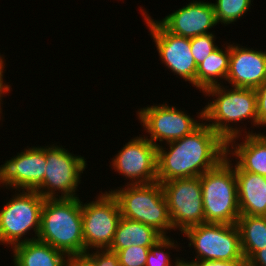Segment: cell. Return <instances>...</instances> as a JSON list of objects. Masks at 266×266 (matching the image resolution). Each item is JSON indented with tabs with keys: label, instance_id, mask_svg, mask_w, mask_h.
I'll use <instances>...</instances> for the list:
<instances>
[{
	"label": "cell",
	"instance_id": "6da1fadb",
	"mask_svg": "<svg viewBox=\"0 0 266 266\" xmlns=\"http://www.w3.org/2000/svg\"><path fill=\"white\" fill-rule=\"evenodd\" d=\"M157 147V181L201 176L227 155V143L205 122L191 134ZM165 149V150H164Z\"/></svg>",
	"mask_w": 266,
	"mask_h": 266
},
{
	"label": "cell",
	"instance_id": "7a4b0ae2",
	"mask_svg": "<svg viewBox=\"0 0 266 266\" xmlns=\"http://www.w3.org/2000/svg\"><path fill=\"white\" fill-rule=\"evenodd\" d=\"M205 96H216L214 101L208 104L199 112L198 117L209 122L206 123L226 143L240 138V128H233L230 123H238L250 119L255 127L257 120V97L256 90L252 88L225 89L219 84L211 86L203 91ZM212 122V123H210ZM239 129V130H238Z\"/></svg>",
	"mask_w": 266,
	"mask_h": 266
},
{
	"label": "cell",
	"instance_id": "3957f363",
	"mask_svg": "<svg viewBox=\"0 0 266 266\" xmlns=\"http://www.w3.org/2000/svg\"><path fill=\"white\" fill-rule=\"evenodd\" d=\"M82 203L79 197L45 199L37 239L67 256L84 254Z\"/></svg>",
	"mask_w": 266,
	"mask_h": 266
},
{
	"label": "cell",
	"instance_id": "277c9868",
	"mask_svg": "<svg viewBox=\"0 0 266 266\" xmlns=\"http://www.w3.org/2000/svg\"><path fill=\"white\" fill-rule=\"evenodd\" d=\"M109 192L116 198L121 216L146 224L166 236L173 230L167 201L160 182L150 184H127L126 187Z\"/></svg>",
	"mask_w": 266,
	"mask_h": 266
},
{
	"label": "cell",
	"instance_id": "5b68a950",
	"mask_svg": "<svg viewBox=\"0 0 266 266\" xmlns=\"http://www.w3.org/2000/svg\"><path fill=\"white\" fill-rule=\"evenodd\" d=\"M227 156L200 176L205 223L236 224L240 217L237 178Z\"/></svg>",
	"mask_w": 266,
	"mask_h": 266
},
{
	"label": "cell",
	"instance_id": "8992f818",
	"mask_svg": "<svg viewBox=\"0 0 266 266\" xmlns=\"http://www.w3.org/2000/svg\"><path fill=\"white\" fill-rule=\"evenodd\" d=\"M44 201L37 191L22 190L15 194L0 211V244H9L13 248L23 242L36 240ZM31 228L35 237L22 239Z\"/></svg>",
	"mask_w": 266,
	"mask_h": 266
},
{
	"label": "cell",
	"instance_id": "52a82bcc",
	"mask_svg": "<svg viewBox=\"0 0 266 266\" xmlns=\"http://www.w3.org/2000/svg\"><path fill=\"white\" fill-rule=\"evenodd\" d=\"M183 234L196 250L193 261L245 260L236 224L203 223L186 229Z\"/></svg>",
	"mask_w": 266,
	"mask_h": 266
},
{
	"label": "cell",
	"instance_id": "ba28073f",
	"mask_svg": "<svg viewBox=\"0 0 266 266\" xmlns=\"http://www.w3.org/2000/svg\"><path fill=\"white\" fill-rule=\"evenodd\" d=\"M45 155L47 167L44 180L35 191L44 199L77 198L75 191L87 165L84 157L71 154L54 144L45 147ZM57 190L61 192V197L56 194Z\"/></svg>",
	"mask_w": 266,
	"mask_h": 266
},
{
	"label": "cell",
	"instance_id": "9c48e42d",
	"mask_svg": "<svg viewBox=\"0 0 266 266\" xmlns=\"http://www.w3.org/2000/svg\"><path fill=\"white\" fill-rule=\"evenodd\" d=\"M167 201L173 230L205 223L200 176L173 179L161 183Z\"/></svg>",
	"mask_w": 266,
	"mask_h": 266
},
{
	"label": "cell",
	"instance_id": "30bf717a",
	"mask_svg": "<svg viewBox=\"0 0 266 266\" xmlns=\"http://www.w3.org/2000/svg\"><path fill=\"white\" fill-rule=\"evenodd\" d=\"M121 217L118 202L111 192H101L95 201L82 204L85 253L91 248L109 249Z\"/></svg>",
	"mask_w": 266,
	"mask_h": 266
},
{
	"label": "cell",
	"instance_id": "8fae6325",
	"mask_svg": "<svg viewBox=\"0 0 266 266\" xmlns=\"http://www.w3.org/2000/svg\"><path fill=\"white\" fill-rule=\"evenodd\" d=\"M145 13L146 10L142 14L145 15L144 20L149 27L161 61L176 75L196 87L197 65L191 52L190 38L168 32L158 21H154L148 13Z\"/></svg>",
	"mask_w": 266,
	"mask_h": 266
},
{
	"label": "cell",
	"instance_id": "7c38bea8",
	"mask_svg": "<svg viewBox=\"0 0 266 266\" xmlns=\"http://www.w3.org/2000/svg\"><path fill=\"white\" fill-rule=\"evenodd\" d=\"M137 113L138 119L150 135L148 140L156 147L159 146L157 141L163 142L165 140L168 143L181 139L191 134L202 124L184 111L174 106L170 107L168 104L141 108Z\"/></svg>",
	"mask_w": 266,
	"mask_h": 266
},
{
	"label": "cell",
	"instance_id": "4fadbf2b",
	"mask_svg": "<svg viewBox=\"0 0 266 266\" xmlns=\"http://www.w3.org/2000/svg\"><path fill=\"white\" fill-rule=\"evenodd\" d=\"M112 158V167L132 181L129 184H150L157 182V147L148 137H136L122 147Z\"/></svg>",
	"mask_w": 266,
	"mask_h": 266
},
{
	"label": "cell",
	"instance_id": "5bb4252c",
	"mask_svg": "<svg viewBox=\"0 0 266 266\" xmlns=\"http://www.w3.org/2000/svg\"><path fill=\"white\" fill-rule=\"evenodd\" d=\"M46 165L45 147L24 149L0 166V185L35 191L44 180Z\"/></svg>",
	"mask_w": 266,
	"mask_h": 266
},
{
	"label": "cell",
	"instance_id": "9a60e30c",
	"mask_svg": "<svg viewBox=\"0 0 266 266\" xmlns=\"http://www.w3.org/2000/svg\"><path fill=\"white\" fill-rule=\"evenodd\" d=\"M168 32L186 38L209 34L218 24L213 3L194 1L158 21Z\"/></svg>",
	"mask_w": 266,
	"mask_h": 266
},
{
	"label": "cell",
	"instance_id": "2e32d148",
	"mask_svg": "<svg viewBox=\"0 0 266 266\" xmlns=\"http://www.w3.org/2000/svg\"><path fill=\"white\" fill-rule=\"evenodd\" d=\"M226 81L236 88H258L266 81V51L231 44Z\"/></svg>",
	"mask_w": 266,
	"mask_h": 266
},
{
	"label": "cell",
	"instance_id": "e0dca14e",
	"mask_svg": "<svg viewBox=\"0 0 266 266\" xmlns=\"http://www.w3.org/2000/svg\"><path fill=\"white\" fill-rule=\"evenodd\" d=\"M240 216H266V177L234 166Z\"/></svg>",
	"mask_w": 266,
	"mask_h": 266
},
{
	"label": "cell",
	"instance_id": "ac0fdd59",
	"mask_svg": "<svg viewBox=\"0 0 266 266\" xmlns=\"http://www.w3.org/2000/svg\"><path fill=\"white\" fill-rule=\"evenodd\" d=\"M245 133L246 140L244 139L243 142L239 144H236V141L227 142V155L233 154L235 158H238L236 165L242 171L266 177V136L263 133L256 134L255 132L254 134L249 131ZM230 145L232 153L229 149Z\"/></svg>",
	"mask_w": 266,
	"mask_h": 266
},
{
	"label": "cell",
	"instance_id": "d6986e66",
	"mask_svg": "<svg viewBox=\"0 0 266 266\" xmlns=\"http://www.w3.org/2000/svg\"><path fill=\"white\" fill-rule=\"evenodd\" d=\"M15 266H65L67 255L38 239L15 245Z\"/></svg>",
	"mask_w": 266,
	"mask_h": 266
},
{
	"label": "cell",
	"instance_id": "ffe728a7",
	"mask_svg": "<svg viewBox=\"0 0 266 266\" xmlns=\"http://www.w3.org/2000/svg\"><path fill=\"white\" fill-rule=\"evenodd\" d=\"M162 237L158 231L144 223L121 217L108 250L120 251L132 245L151 247Z\"/></svg>",
	"mask_w": 266,
	"mask_h": 266
},
{
	"label": "cell",
	"instance_id": "44dd1931",
	"mask_svg": "<svg viewBox=\"0 0 266 266\" xmlns=\"http://www.w3.org/2000/svg\"><path fill=\"white\" fill-rule=\"evenodd\" d=\"M236 226L247 262L257 251L266 247V216L243 215L238 218Z\"/></svg>",
	"mask_w": 266,
	"mask_h": 266
},
{
	"label": "cell",
	"instance_id": "7402d4cb",
	"mask_svg": "<svg viewBox=\"0 0 266 266\" xmlns=\"http://www.w3.org/2000/svg\"><path fill=\"white\" fill-rule=\"evenodd\" d=\"M225 50L219 47L197 66L196 88L202 92L221 83L217 79H225L229 70L230 45Z\"/></svg>",
	"mask_w": 266,
	"mask_h": 266
},
{
	"label": "cell",
	"instance_id": "603a6c76",
	"mask_svg": "<svg viewBox=\"0 0 266 266\" xmlns=\"http://www.w3.org/2000/svg\"><path fill=\"white\" fill-rule=\"evenodd\" d=\"M214 11L216 20L219 24L228 25L237 21L240 17L249 11L251 0H216Z\"/></svg>",
	"mask_w": 266,
	"mask_h": 266
},
{
	"label": "cell",
	"instance_id": "cb8c5ba5",
	"mask_svg": "<svg viewBox=\"0 0 266 266\" xmlns=\"http://www.w3.org/2000/svg\"><path fill=\"white\" fill-rule=\"evenodd\" d=\"M175 242L168 236H163L154 245L150 247L147 256L146 266H173L171 264L170 255L168 252H164L166 248H176Z\"/></svg>",
	"mask_w": 266,
	"mask_h": 266
},
{
	"label": "cell",
	"instance_id": "d4e9b609",
	"mask_svg": "<svg viewBox=\"0 0 266 266\" xmlns=\"http://www.w3.org/2000/svg\"><path fill=\"white\" fill-rule=\"evenodd\" d=\"M215 35L211 32L190 39L191 52L196 65L201 64L218 46L215 45Z\"/></svg>",
	"mask_w": 266,
	"mask_h": 266
},
{
	"label": "cell",
	"instance_id": "484cf974",
	"mask_svg": "<svg viewBox=\"0 0 266 266\" xmlns=\"http://www.w3.org/2000/svg\"><path fill=\"white\" fill-rule=\"evenodd\" d=\"M150 247L131 246L120 251H112L118 255L121 266H146Z\"/></svg>",
	"mask_w": 266,
	"mask_h": 266
},
{
	"label": "cell",
	"instance_id": "4316f807",
	"mask_svg": "<svg viewBox=\"0 0 266 266\" xmlns=\"http://www.w3.org/2000/svg\"><path fill=\"white\" fill-rule=\"evenodd\" d=\"M86 254L95 262L96 266H121L118 255L108 249L97 250Z\"/></svg>",
	"mask_w": 266,
	"mask_h": 266
},
{
	"label": "cell",
	"instance_id": "83f0119b",
	"mask_svg": "<svg viewBox=\"0 0 266 266\" xmlns=\"http://www.w3.org/2000/svg\"><path fill=\"white\" fill-rule=\"evenodd\" d=\"M256 90L257 120L259 126H266V81Z\"/></svg>",
	"mask_w": 266,
	"mask_h": 266
},
{
	"label": "cell",
	"instance_id": "f1b7e54d",
	"mask_svg": "<svg viewBox=\"0 0 266 266\" xmlns=\"http://www.w3.org/2000/svg\"><path fill=\"white\" fill-rule=\"evenodd\" d=\"M65 266H96V264L86 253H84L67 256Z\"/></svg>",
	"mask_w": 266,
	"mask_h": 266
},
{
	"label": "cell",
	"instance_id": "f546056e",
	"mask_svg": "<svg viewBox=\"0 0 266 266\" xmlns=\"http://www.w3.org/2000/svg\"><path fill=\"white\" fill-rule=\"evenodd\" d=\"M247 266H266V247L257 251L247 262Z\"/></svg>",
	"mask_w": 266,
	"mask_h": 266
},
{
	"label": "cell",
	"instance_id": "4dcf8cb0",
	"mask_svg": "<svg viewBox=\"0 0 266 266\" xmlns=\"http://www.w3.org/2000/svg\"><path fill=\"white\" fill-rule=\"evenodd\" d=\"M200 266H247L246 260L231 261H204L199 262Z\"/></svg>",
	"mask_w": 266,
	"mask_h": 266
},
{
	"label": "cell",
	"instance_id": "1f68e13d",
	"mask_svg": "<svg viewBox=\"0 0 266 266\" xmlns=\"http://www.w3.org/2000/svg\"><path fill=\"white\" fill-rule=\"evenodd\" d=\"M4 57L2 58V56L0 55V93H8L10 92V85H7L6 83H4L3 80V70L5 68V62L3 61Z\"/></svg>",
	"mask_w": 266,
	"mask_h": 266
},
{
	"label": "cell",
	"instance_id": "d6a6232c",
	"mask_svg": "<svg viewBox=\"0 0 266 266\" xmlns=\"http://www.w3.org/2000/svg\"><path fill=\"white\" fill-rule=\"evenodd\" d=\"M174 266H200L199 262L196 261H184V260H180V259H176V262H174Z\"/></svg>",
	"mask_w": 266,
	"mask_h": 266
},
{
	"label": "cell",
	"instance_id": "836d02e7",
	"mask_svg": "<svg viewBox=\"0 0 266 266\" xmlns=\"http://www.w3.org/2000/svg\"><path fill=\"white\" fill-rule=\"evenodd\" d=\"M4 94H6V93H0V107L2 106V105H1V104H2V103H1V101H2L1 99L3 98L2 95H4ZM1 109H2V108H0V114L2 113V112H1L2 110H1ZM0 116H1V115H0ZM0 119H1V117H0Z\"/></svg>",
	"mask_w": 266,
	"mask_h": 266
}]
</instances>
